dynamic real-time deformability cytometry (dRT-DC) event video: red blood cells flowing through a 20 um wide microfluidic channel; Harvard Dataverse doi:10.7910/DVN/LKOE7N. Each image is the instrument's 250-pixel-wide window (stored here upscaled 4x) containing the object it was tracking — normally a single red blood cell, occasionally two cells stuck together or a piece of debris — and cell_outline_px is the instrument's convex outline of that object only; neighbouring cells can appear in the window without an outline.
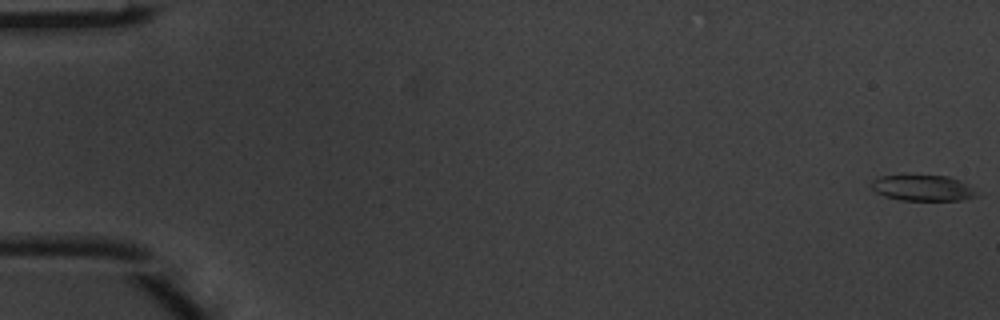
{"species": "common noctule bat (a hibernating species)", "species_latin": "Nyctalus noctula", "temperature_condition": "warm", "stored_images_in_passage": 5, "camera_frame_rate_fps": 3000, "um_per_image_px": 0.085, "animal": {"sex": "male", "body_mass_g": 20.1, "forearm_length_mm": 53.5}, "frame": {"image": 1, "passage_image": 1, "time_ms": 0.0, "image_size_px": [1000, 320], "cell_outline_px": [[980, 196], [964, 200], [900, 200], [884, 196], [876, 192], [872, 188], [872, 180], [880, 176], [904, 172], [948, 176], [960, 180], [968, 184]], "centroid_in_image_um": [78.41, 15.92], "position_along_channel_um": 6.6, "area_um2": 16.76}}